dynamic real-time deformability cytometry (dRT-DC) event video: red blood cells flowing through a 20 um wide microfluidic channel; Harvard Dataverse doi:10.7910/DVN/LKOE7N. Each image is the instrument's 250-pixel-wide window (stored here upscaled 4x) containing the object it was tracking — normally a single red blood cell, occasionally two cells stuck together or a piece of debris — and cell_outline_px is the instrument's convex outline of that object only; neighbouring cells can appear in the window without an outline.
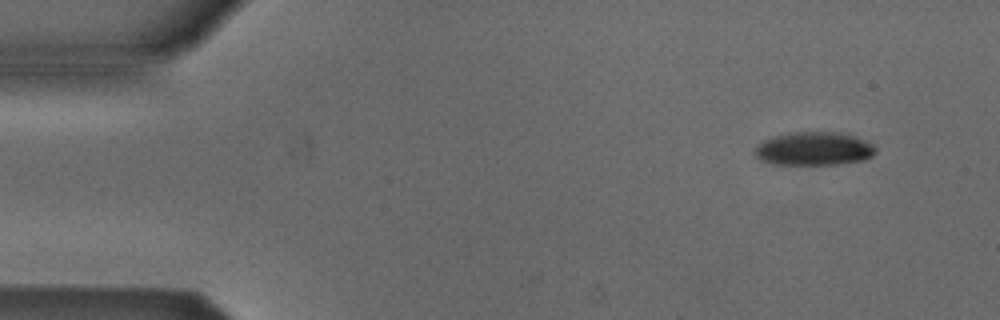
{"species": "Egyptian fruit bat (a non-hibernating species)", "species_latin": "Rousettus aegyptiacus", "temperature_condition": "cold", "stored_images_in_passage": 4, "camera_frame_rate_fps": 3000, "um_per_image_px": 0.085, "animal": {"sex": "male"}, "frame": {"image": 1, "passage_image": 1, "time_ms": 0.0, "image_size_px": [1000, 320], "cell_outline_px": [[876, 152], [872, 156], [864, 160], [836, 164], [772, 164], [760, 160], [756, 156], [756, 148], [764, 140], [788, 132], [848, 132], [872, 144], [876, 148]], "centroid_in_image_um": [69.23, 12.63], "position_along_channel_um": 15.8, "area_um2": 23.52}}
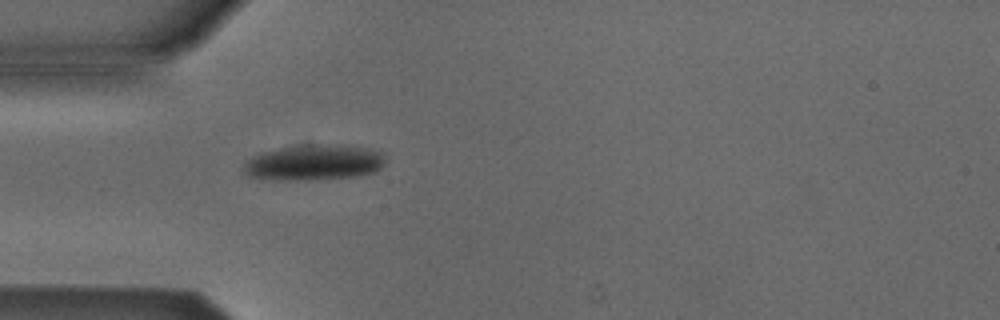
{"frame": {"image": 2, "passage_image": 4, "time_ms": 3.667, "image_size_px": [1000, 320], "cell_outline_px": [[384, 164], [376, 172], [352, 176], [308, 180], [276, 180], [248, 176], [240, 168], [252, 156], [264, 152], [296, 144], [336, 144], [364, 148], [384, 152]], "centroid_in_image_um": [26.66, 13.8], "position_along_channel_um": 58.3, "area_um2": 29.59}}